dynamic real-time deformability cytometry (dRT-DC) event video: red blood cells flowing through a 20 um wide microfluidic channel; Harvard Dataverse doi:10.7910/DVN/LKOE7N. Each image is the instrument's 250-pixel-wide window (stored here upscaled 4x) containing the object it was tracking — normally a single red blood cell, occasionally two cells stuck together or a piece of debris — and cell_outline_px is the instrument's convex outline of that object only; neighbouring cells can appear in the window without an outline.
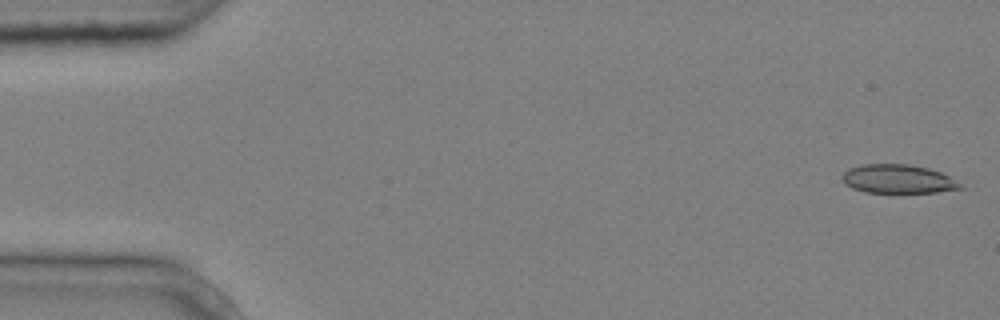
{"species": "common noctule bat (a hibernating species)", "species_latin": "Nyctalus noctula", "temperature_condition": "cold", "stored_images_in_passage": 5, "camera_frame_rate_fps": 3000, "um_per_image_px": 0.085, "animal": {"sex": "male", "body_mass_g": 20.4}, "frame": {"image": 1, "passage_image": 1, "time_ms": 0.0, "image_size_px": [1000, 320], "cell_outline_px": [[964, 188], [936, 192], [864, 192], [852, 188], [844, 184], [840, 176], [848, 168], [864, 164], [908, 164], [928, 168], [940, 172], [948, 176], [960, 184]], "centroid_in_image_um": [76.27, 15.21], "position_along_channel_um": 8.7, "area_um2": 19.71}}
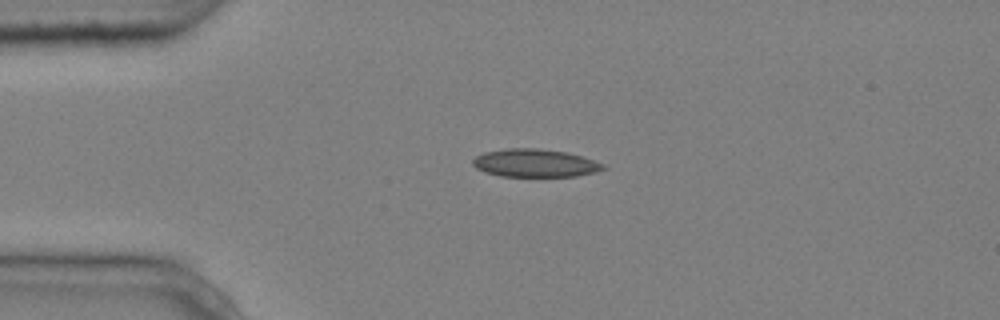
{"frame": {"image": 2, "passage_image": 4, "time_ms": 1.0, "image_size_px": [1000, 320], "cell_outline_px": [[608, 168], [596, 172], [576, 176], [500, 176], [484, 172], [476, 168], [472, 164], [472, 160], [476, 156], [484, 152], [504, 148], [540, 148], [564, 152], [580, 156], [604, 164]], "centroid_in_image_um": [45.44, 13.86], "position_along_channel_um": 39.6, "area_um2": 21.27}}